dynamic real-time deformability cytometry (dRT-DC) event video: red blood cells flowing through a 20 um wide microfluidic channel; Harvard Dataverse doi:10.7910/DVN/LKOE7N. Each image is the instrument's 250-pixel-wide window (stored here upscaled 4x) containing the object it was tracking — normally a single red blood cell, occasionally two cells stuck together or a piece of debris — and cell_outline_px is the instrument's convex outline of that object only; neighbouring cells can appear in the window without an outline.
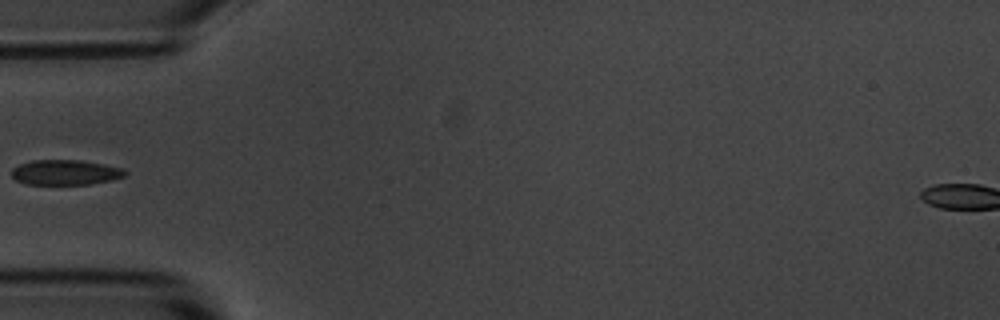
{"species": "common noctule bat (a hibernating species)", "species_latin": "Nyctalus noctula", "temperature_condition": "room temperature", "stored_images_in_passage": 4, "camera_frame_rate_fps": 3000, "um_per_image_px": 0.085, "animal": {"sex": "male", "body_mass_g": 20.1, "forearm_length_mm": 53.5}, "frame": {"image": 1, "passage_image": 3, "time_ms": 3.333, "image_size_px": [1000, 320], "cell_outline_px": [[128, 172], [124, 176], [112, 180], [92, 184], [28, 184], [16, 180], [12, 176], [12, 168], [20, 164], [32, 160], [80, 160], [104, 164], [124, 168]], "centroid_in_image_um": [5.59, 14.65], "position_along_channel_um": 79.4, "area_um2": 16.65}}